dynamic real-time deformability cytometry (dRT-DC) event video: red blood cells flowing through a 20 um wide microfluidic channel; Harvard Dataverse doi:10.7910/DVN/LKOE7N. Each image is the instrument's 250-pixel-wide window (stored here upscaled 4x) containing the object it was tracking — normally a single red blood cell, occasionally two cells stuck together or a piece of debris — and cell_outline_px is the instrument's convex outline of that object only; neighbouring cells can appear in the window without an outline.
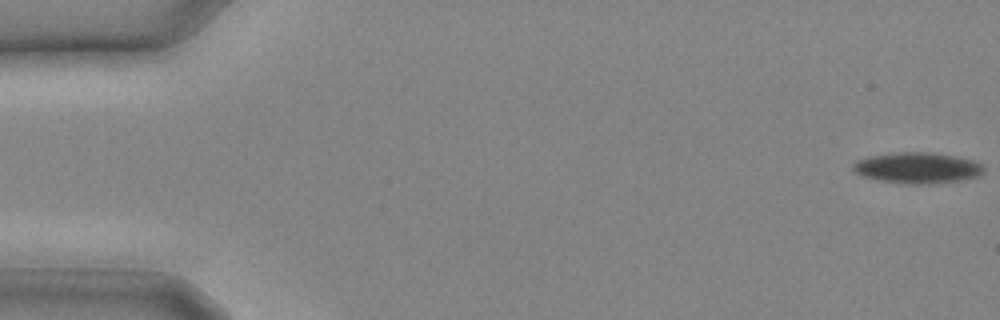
{"species": "common noctule bat (a hibernating species)", "species_latin": "Nyctalus noctula", "temperature_condition": "cold", "stored_images_in_passage": 2, "camera_frame_rate_fps": 3000, "um_per_image_px": 0.085, "animal": {"sex": "male", "body_mass_g": 20.4}, "frame": {"image": 1, "passage_image": 1, "time_ms": 0.0, "image_size_px": [1000, 320], "cell_outline_px": [[984, 172], [980, 176], [960, 180], [928, 184], [912, 184], [880, 180], [860, 176], [852, 168], [852, 164], [856, 160], [868, 156], [892, 152], [932, 152], [956, 156], [972, 160], [984, 164]], "centroid_in_image_um": [77.98, 14.25], "position_along_channel_um": 7.0, "area_um2": 23.81}}